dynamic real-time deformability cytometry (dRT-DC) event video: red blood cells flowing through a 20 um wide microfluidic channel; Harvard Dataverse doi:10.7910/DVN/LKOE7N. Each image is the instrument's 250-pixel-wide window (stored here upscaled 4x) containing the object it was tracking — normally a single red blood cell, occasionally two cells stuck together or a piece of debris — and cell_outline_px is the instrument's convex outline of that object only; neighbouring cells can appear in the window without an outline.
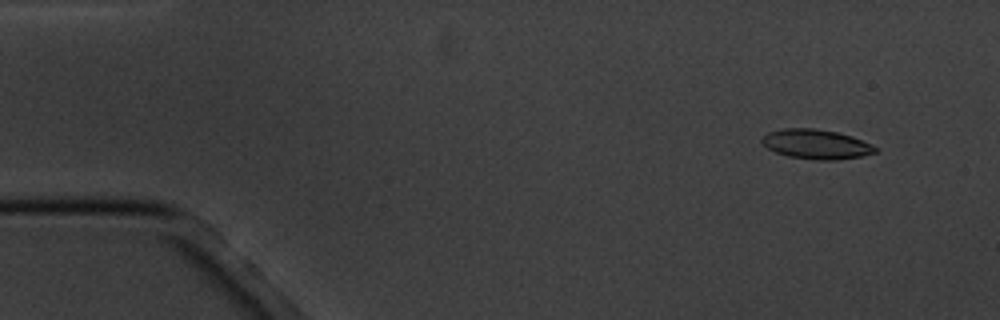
{"species": "common noctule bat (a hibernating species)", "species_latin": "Nyctalus noctula", "temperature_condition": "cold", "stored_images_in_passage": 5, "camera_frame_rate_fps": 3000, "um_per_image_px": 0.085, "animal": {"sex": "male", "body_mass_g": 20.1, "forearm_length_mm": 53.5}, "frame": {"image": 1, "passage_image": 2, "time_ms": 1.0, "image_size_px": [1000, 320], "cell_outline_px": [[876, 152], [860, 156], [836, 160], [812, 160], [788, 156], [776, 152], [768, 148], [760, 140], [768, 132], [784, 128], [816, 128], [836, 132], [852, 136], [876, 148]], "centroid_in_image_um": [69.33, 12.25], "position_along_channel_um": 15.7, "area_um2": 19.31}}